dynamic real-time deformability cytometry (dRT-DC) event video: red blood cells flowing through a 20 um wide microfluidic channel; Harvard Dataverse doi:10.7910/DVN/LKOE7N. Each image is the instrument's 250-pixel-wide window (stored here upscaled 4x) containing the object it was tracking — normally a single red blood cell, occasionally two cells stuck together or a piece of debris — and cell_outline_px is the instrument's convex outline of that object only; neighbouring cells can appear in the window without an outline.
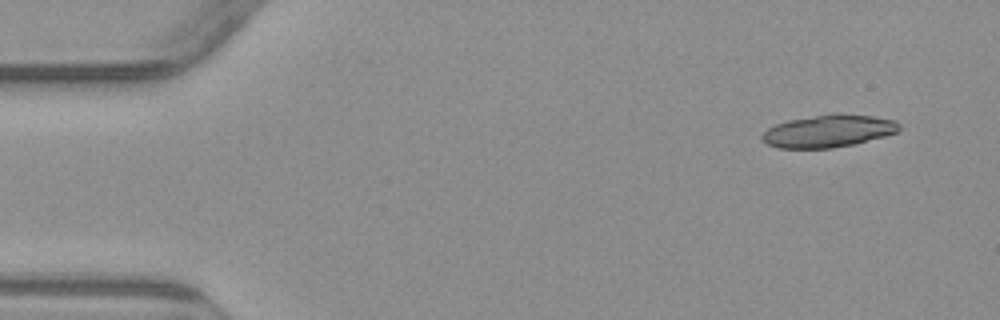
{"species": "common noctule bat (a hibernating species)", "species_latin": "Nyctalus noctula", "temperature_condition": "warm", "stored_images_in_passage": 6, "segment_of_instrument_passage": [1, 2], "camera_frame_rate_fps": 3000, "um_per_image_px": 0.085, "animal": {"sex": "male", "body_mass_g": 23.1, "forearm_length_mm": 52.7}, "frame": {"image": 1, "passage_image": 1, "time_ms": 0.0, "image_size_px": [1000, 320], "cell_outline_px": [[900, 132], [852, 144], [832, 148], [780, 148], [768, 144], [760, 136], [768, 128], [776, 124], [788, 120], [832, 112], [872, 116], [896, 120], [900, 124]], "centroid_in_image_um": [70.44, 11.12], "position_along_channel_um": 14.6, "area_um2": 26.01}}